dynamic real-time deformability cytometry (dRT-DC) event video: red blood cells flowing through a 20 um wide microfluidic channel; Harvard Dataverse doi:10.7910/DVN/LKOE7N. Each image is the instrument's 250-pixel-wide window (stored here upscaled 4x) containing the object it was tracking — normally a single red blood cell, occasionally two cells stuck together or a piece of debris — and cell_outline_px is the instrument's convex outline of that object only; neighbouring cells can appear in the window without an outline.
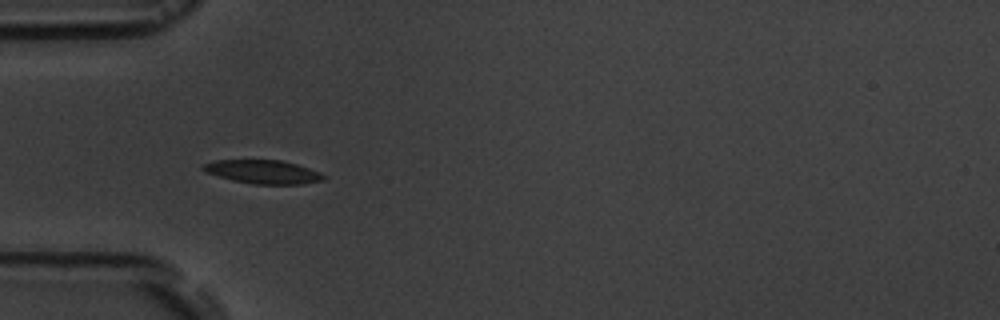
{"species": "common noctule bat (a hibernating species)", "species_latin": "Nyctalus noctula", "temperature_condition": "room temperature", "stored_images_in_passage": 4, "camera_frame_rate_fps": 3000, "um_per_image_px": 0.085, "animal": {"sex": "male", "body_mass_g": 19.5, "forearm_length_mm": 54.6}, "frame": {"image": 1, "passage_image": 3, "time_ms": 2.0, "image_size_px": [1000, 320], "cell_outline_px": [[328, 176], [324, 180], [300, 184], [252, 184], [232, 180], [204, 172], [200, 168], [204, 164], [216, 160], [280, 160], [296, 164], [320, 172]], "centroid_in_image_um": [22.36, 14.61], "position_along_channel_um": 62.6, "area_um2": 16.59}}
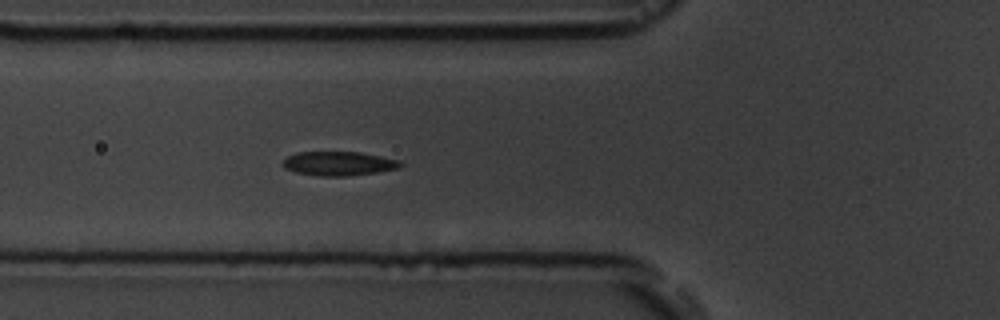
{"frame": {"image": 2, "passage_image": 4, "time_ms": 3.0, "image_size_px": [1000, 320], "cell_outline_px": [[404, 164], [400, 168], [380, 172], [348, 176], [320, 176], [296, 172], [284, 168], [280, 164], [288, 156], [296, 152], [360, 152], [400, 160]], "centroid_in_image_um": [28.81, 13.9], "position_along_channel_um": 97.0, "area_um2": 16.7}}